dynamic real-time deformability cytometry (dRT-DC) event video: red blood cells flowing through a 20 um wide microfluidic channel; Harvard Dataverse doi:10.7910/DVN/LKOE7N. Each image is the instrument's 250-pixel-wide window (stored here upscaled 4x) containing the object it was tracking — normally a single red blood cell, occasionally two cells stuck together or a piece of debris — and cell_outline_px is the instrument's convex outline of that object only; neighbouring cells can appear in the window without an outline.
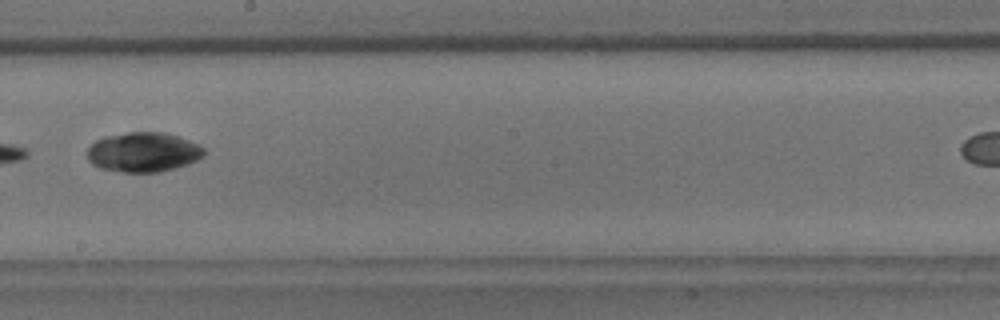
{"species": "common noctule bat (a hibernating species)", "species_latin": "Nyctalus noctula", "temperature_condition": "room temperature", "stored_images_in_passage": 8, "camera_frame_rate_fps": 3000, "um_per_image_px": 0.085, "animal": {"sex": "male", "body_mass_g": 18.8}, "frame": {"image": 1, "passage_image": 7, "time_ms": 6.667, "image_size_px": [1000, 320], "cell_outline_px": [[204, 156], [188, 164], [176, 168], [160, 172], [124, 172], [100, 168], [92, 164], [88, 160], [88, 148], [96, 140], [104, 136], [128, 132], [160, 132], [180, 136], [204, 148]], "centroid_in_image_um": [12.17, 12.93], "position_along_channel_um": 236.0, "area_um2": 26.99}}